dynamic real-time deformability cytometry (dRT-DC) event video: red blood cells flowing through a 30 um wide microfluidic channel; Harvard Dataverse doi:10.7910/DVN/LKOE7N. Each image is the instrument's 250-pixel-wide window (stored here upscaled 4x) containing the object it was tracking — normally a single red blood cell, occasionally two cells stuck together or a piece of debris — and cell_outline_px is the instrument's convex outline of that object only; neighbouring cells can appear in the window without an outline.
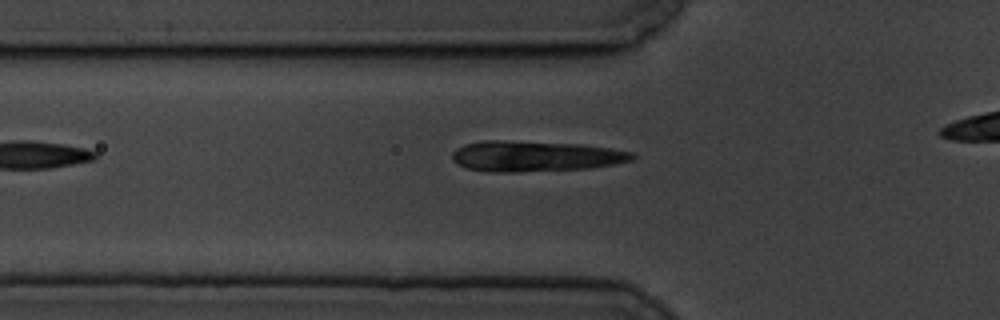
{"species": "common noctule bat (a hibernating species)", "species_latin": "Nyctalus noctula", "temperature_condition": "cold", "stored_images_in_passage": 35, "camera_frame_rate_fps": 3000, "um_per_image_px": 0.085, "animal": {"sex": "male", "body_mass_g": 19.5, "forearm_length_mm": 54.6}, "frame": {"image": 1, "passage_image": 3, "time_ms": 0.667, "image_size_px": [1000, 320], "cell_outline_px": [[636, 156], [632, 160], [612, 164], [588, 168], [516, 172], [488, 172], [468, 168], [452, 160], [452, 152], [456, 148], [464, 144], [480, 140], [500, 140], [580, 144], [636, 152]], "centroid_in_image_um": [45.47, 13.27], "position_along_channel_um": 80.3, "area_um2": 32.14}}
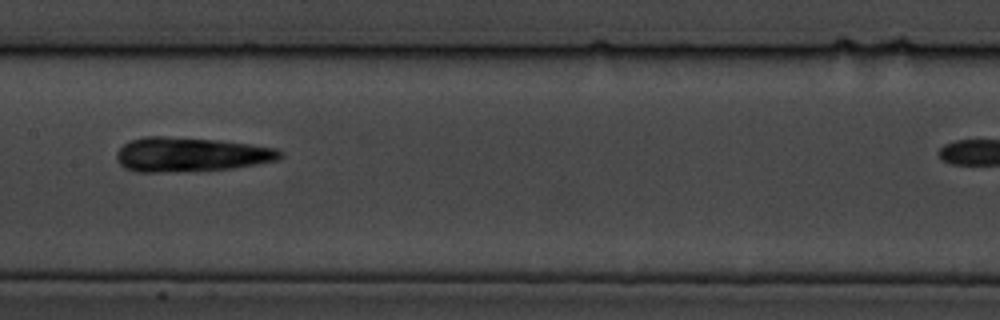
{"frame": {"image": 2, "passage_image": 13, "time_ms": 4.0, "image_size_px": [1000, 320], "cell_outline_px": [[284, 156], [280, 160], [232, 168], [156, 172], [136, 172], [124, 168], [116, 160], [116, 152], [124, 144], [132, 140], [144, 136], [164, 136], [220, 140], [276, 148]], "centroid_in_image_um": [16.19, 13.12], "position_along_channel_um": 191.2, "area_um2": 32.6}}
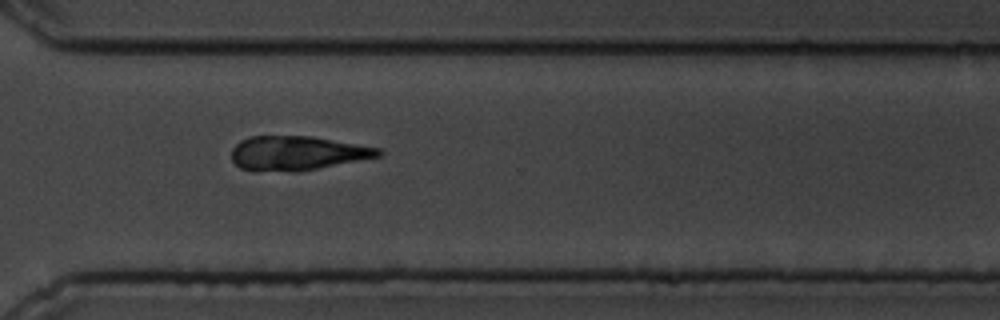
{"frame": {"image": 3, "passage_image": 27, "time_ms": 8.667, "image_size_px": [1000, 320], "cell_outline_px": [[384, 152], [380, 156], [300, 172], [256, 172], [240, 168], [232, 160], [232, 148], [240, 140], [248, 136], [312, 136], [380, 148]], "centroid_in_image_um": [25.23, 13.03], "position_along_channel_um": 345.4, "area_um2": 29.77}, "authors_computed_cell_mechanics": {"area_um2": 29.8248, "velocity_mm_per_s": 3.3176, "shape_relaxation_time_tau1_ms": 4.7554, "shape_relaxation_time_tau2_ms": null, "deformation_change_tau1": 0.0933, "deformation_change_tau2": null}}